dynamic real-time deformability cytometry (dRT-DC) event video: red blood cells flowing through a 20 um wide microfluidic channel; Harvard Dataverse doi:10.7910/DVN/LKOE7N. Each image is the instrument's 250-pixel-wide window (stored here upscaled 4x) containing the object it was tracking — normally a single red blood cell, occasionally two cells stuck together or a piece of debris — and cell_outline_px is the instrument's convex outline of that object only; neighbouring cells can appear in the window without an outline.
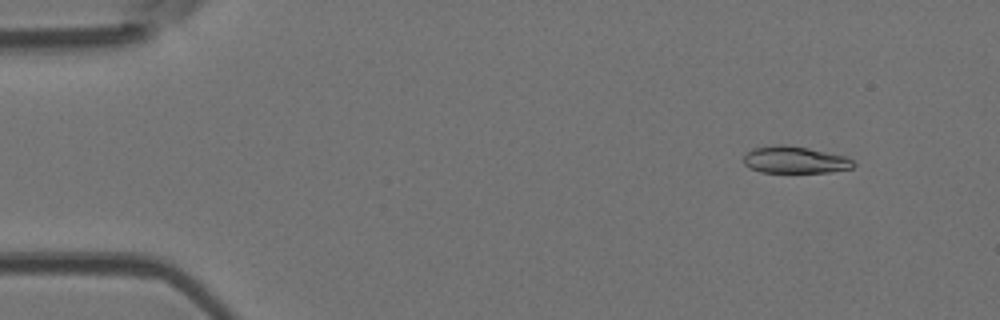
{"species": "Egyptian fruit bat (a non-hibernating species)", "species_latin": "Rousettus aegyptiacus", "temperature_condition": "room temperature", "stored_images_in_passage": 49, "camera_frame_rate_fps": 3000, "um_per_image_px": 0.085, "animal": {"sex": "female"}, "frame": {"image": 1, "passage_image": 5, "time_ms": 1.333, "image_size_px": [1000, 320], "cell_outline_px": [[856, 164], [852, 168], [832, 172], [760, 172], [748, 168], [744, 164], [744, 156], [752, 148], [780, 144], [784, 144], [808, 148], [844, 156], [852, 160]], "centroid_in_image_um": [67.54, 13.59], "position_along_channel_um": 17.5, "area_um2": 17.22}}
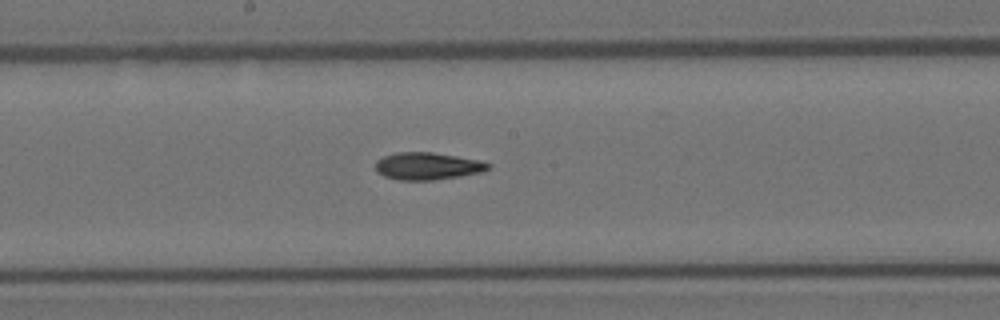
{"frame": {"image": 2, "passage_image": 26, "time_ms": 8.333, "image_size_px": [1000, 320], "cell_outline_px": [[492, 168], [480, 172], [460, 176], [432, 180], [400, 180], [384, 176], [376, 172], [376, 160], [384, 156], [396, 152], [432, 152], [480, 160], [492, 164]], "centroid_in_image_um": [36.34, 14.11], "position_along_channel_um": 211.9, "area_um2": 17.98}}
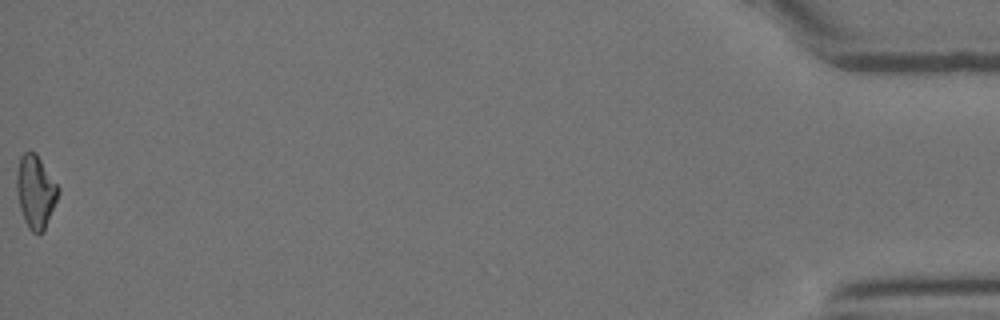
{"frame": {"image": 3, "passage_image": 49, "time_ms": 16.0, "image_size_px": [1000, 320], "cell_outline_px": [[60, 192], [44, 232], [32, 232], [28, 228], [24, 220], [20, 208], [16, 192], [16, 176], [20, 156], [24, 152], [36, 152], [60, 188]], "centroid_in_image_um": [3.03, 16.28], "position_along_channel_um": 432.2, "area_um2": 17.8}, "authors_computed_cell_mechanics": {"area_um2": 17.8024, "velocity_mm_per_s": 4.1779, "shape_relaxation_time_tau1_ms": 9.5778, "shape_relaxation_time_tau2_ms": 5.593, "deformation_change_tau1": 0.2277, "deformation_change_tau2": 0.1367}}